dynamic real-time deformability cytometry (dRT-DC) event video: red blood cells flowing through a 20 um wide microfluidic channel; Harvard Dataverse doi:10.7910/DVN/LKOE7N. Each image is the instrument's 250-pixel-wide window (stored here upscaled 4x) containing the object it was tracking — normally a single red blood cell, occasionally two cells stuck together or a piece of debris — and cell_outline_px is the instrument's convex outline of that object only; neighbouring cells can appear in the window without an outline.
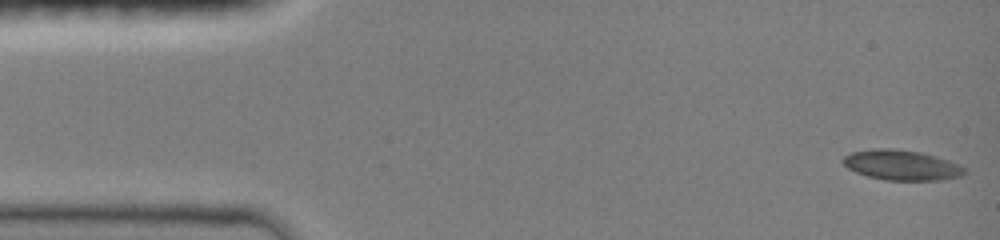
{"species": "common noctule bat (a hibernating species)", "species_latin": "Nyctalus noctula", "temperature_condition": "room temperature", "stored_images_in_passage": 44, "camera_frame_rate_fps": 3000, "um_per_image_px": 0.085, "animal": {"sex": "female", "body_mass_g": 19.0, "forearm_length_mm": 51.5}, "frame": {"image": 1, "passage_image": 1, "time_ms": 0.0, "image_size_px": [1000, 240], "cell_outline_px": [[968, 172], [960, 176], [940, 180], [888, 180], [868, 176], [856, 172], [848, 168], [840, 160], [844, 156], [852, 152], [872, 148], [896, 148], [920, 152], [936, 156], [948, 160], [964, 168]], "centroid_in_image_um": [76.61, 14.02], "position_along_channel_um": 8.4, "area_um2": 21.33}}
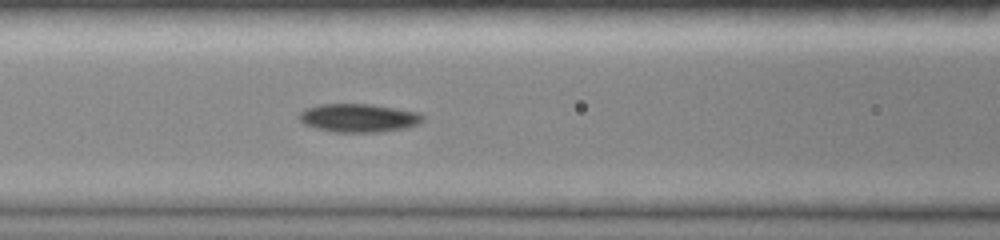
{"frame": {"image": 2, "passage_image": 19, "time_ms": 6.0, "image_size_px": [1000, 240], "cell_outline_px": [[424, 120], [420, 124], [408, 128], [380, 132], [332, 132], [316, 128], [304, 124], [296, 116], [304, 108], [320, 104], [372, 104], [420, 112], [424, 116]], "centroid_in_image_um": [30.5, 10.02], "position_along_channel_um": 136.1, "area_um2": 20.87}}
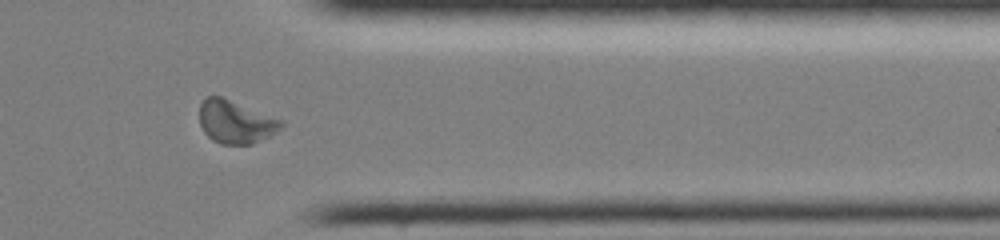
{"frame": {"image": 3, "passage_image": 38, "time_ms": 12.333, "image_size_px": [1000, 240], "cell_outline_px": [[284, 124], [276, 132], [252, 144], [220, 144], [212, 140], [204, 132], [200, 124], [200, 104], [208, 96], [220, 96], [284, 120]], "centroid_in_image_um": [20.03, 10.36], "position_along_channel_um": 391.4, "area_um2": 20.35}}